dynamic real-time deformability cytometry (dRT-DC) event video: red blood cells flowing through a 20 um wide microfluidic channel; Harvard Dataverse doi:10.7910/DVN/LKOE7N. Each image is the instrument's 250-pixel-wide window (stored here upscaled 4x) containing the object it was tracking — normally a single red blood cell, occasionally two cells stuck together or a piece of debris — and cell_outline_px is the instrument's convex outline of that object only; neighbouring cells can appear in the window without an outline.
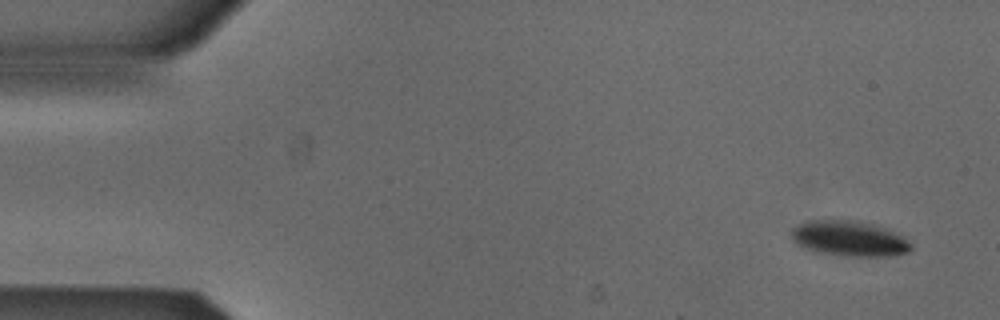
{"species": "Egyptian fruit bat (a non-hibernating species)", "species_latin": "Rousettus aegyptiacus", "temperature_condition": "cold", "stored_images_in_passage": 52, "camera_frame_rate_fps": 3000, "um_per_image_px": 0.085, "animal": {"sex": "male"}, "frame": {"image": 1, "passage_image": 1, "time_ms": 0.0, "image_size_px": [1000, 320], "cell_outline_px": [[912, 248], [908, 252], [896, 256], [844, 256], [816, 252], [804, 248], [796, 244], [788, 236], [788, 232], [792, 228], [808, 220], [860, 220], [900, 232], [912, 244]], "centroid_in_image_um": [72.2, 20.27], "position_along_channel_um": 12.8, "area_um2": 25.43}}
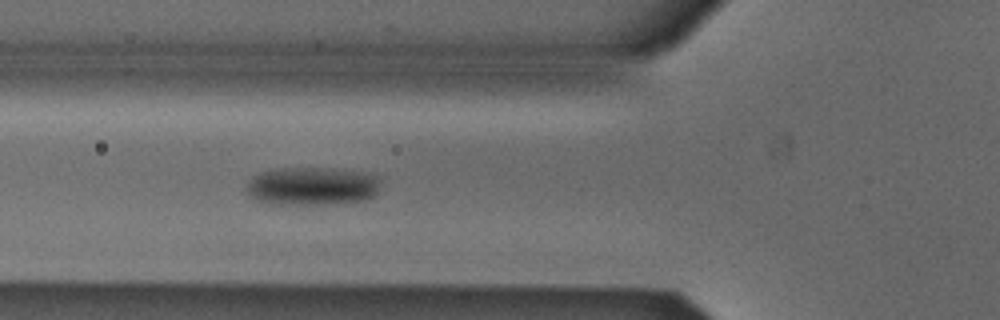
{"frame": {"image": 2, "passage_image": 17, "time_ms": 5.333, "image_size_px": [1000, 320], "cell_outline_px": [[380, 180], [376, 192], [372, 196], [360, 200], [332, 204], [268, 204], [256, 200], [248, 192], [244, 184], [252, 176], [260, 172], [280, 168], [324, 168], [368, 172], [380, 176]], "centroid_in_image_um": [26.49, 15.81], "position_along_channel_um": 99.3, "area_um2": 30.06}}
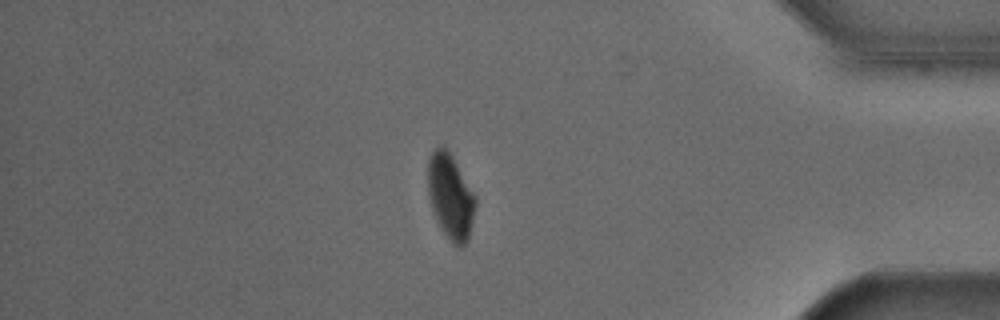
{"frame": {"image": 3, "passage_image": 43, "time_ms": 14.0, "image_size_px": [1000, 320], "cell_outline_px": [[476, 204], [468, 240], [464, 244], [452, 244], [440, 228], [436, 220], [428, 196], [428, 156], [440, 144], [452, 156], [476, 196]], "centroid_in_image_um": [38.28, 16.69], "position_along_channel_um": 396.9, "area_um2": 23.41}, "authors_computed_cell_mechanics": {"area_um2": 26.299, "velocity_mm_per_s": 3.8392, "shape_relaxation_time_tau1_ms": 3.8273, "shape_relaxation_time_tau2_ms": null, "deformation_change_tau1": 0.0801, "deformation_change_tau2": null}}